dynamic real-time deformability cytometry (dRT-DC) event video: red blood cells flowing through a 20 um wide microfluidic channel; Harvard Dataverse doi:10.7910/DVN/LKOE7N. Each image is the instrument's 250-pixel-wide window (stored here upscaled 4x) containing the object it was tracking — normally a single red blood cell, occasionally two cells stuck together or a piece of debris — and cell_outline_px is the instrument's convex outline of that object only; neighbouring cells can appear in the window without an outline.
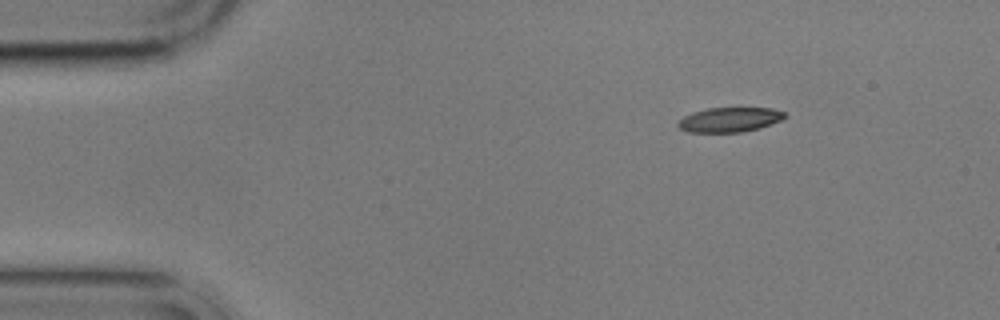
{"species": "common noctule bat (a hibernating species)", "species_latin": "Nyctalus noctula", "temperature_condition": "cold", "stored_images_in_passage": 3, "camera_frame_rate_fps": 3000, "um_per_image_px": 0.085, "animal": {"sex": "male", "body_mass_g": 17.9}, "frame": {"image": 1, "passage_image": 1, "time_ms": 0.0, "image_size_px": [1000, 320], "cell_outline_px": [[788, 116], [780, 120], [760, 128], [744, 132], [688, 132], [680, 128], [676, 124], [684, 116], [692, 112], [708, 108], [772, 108], [784, 112]], "centroid_in_image_um": [62.02, 10.17], "position_along_channel_um": 23.0, "area_um2": 15.32}}